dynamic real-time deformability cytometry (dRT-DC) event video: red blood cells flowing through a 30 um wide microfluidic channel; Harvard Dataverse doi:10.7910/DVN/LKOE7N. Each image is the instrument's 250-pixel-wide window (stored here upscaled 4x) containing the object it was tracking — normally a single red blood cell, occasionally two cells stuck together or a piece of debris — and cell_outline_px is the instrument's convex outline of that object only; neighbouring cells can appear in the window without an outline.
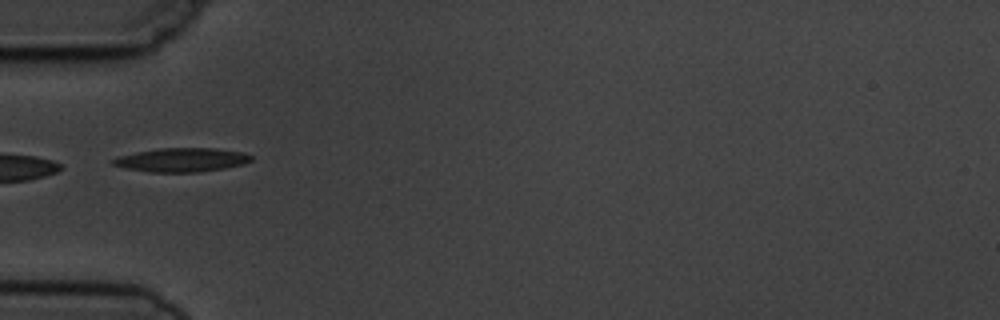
{"species": "common noctule bat (a hibernating species)", "species_latin": "Nyctalus noctula", "temperature_condition": "cold", "stored_images_in_passage": 4, "camera_frame_rate_fps": 3000, "um_per_image_px": 0.085, "animal": {"sex": "male", "body_mass_g": 19.5, "forearm_length_mm": 54.6}, "frame": {"image": 1, "passage_image": 1, "time_ms": 0.0, "image_size_px": [1000, 320], "cell_outline_px": [[252, 160], [244, 164], [224, 168], [196, 172], [152, 172], [128, 168], [112, 164], [112, 160], [120, 156], [136, 152], [160, 148], [216, 148], [240, 152], [252, 156]], "centroid_in_image_um": [15.47, 13.58], "position_along_channel_um": 69.5, "area_um2": 18.9}}
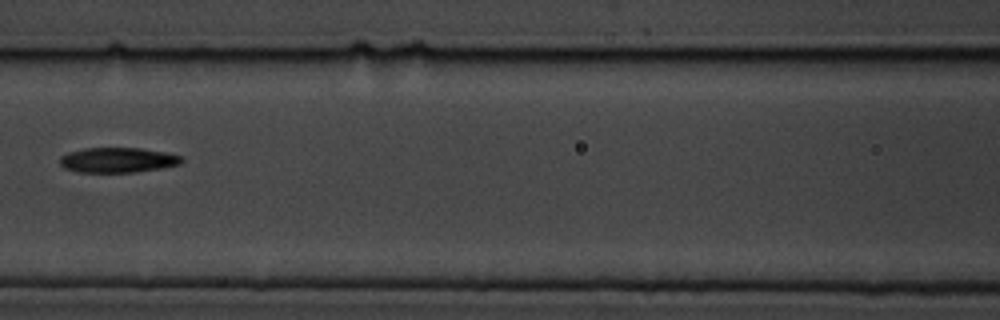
{"frame": {"image": 2, "passage_image": 3, "time_ms": 2.333, "image_size_px": [1000, 320], "cell_outline_px": [[184, 160], [180, 164], [164, 168], [132, 172], [76, 172], [64, 168], [60, 164], [60, 156], [68, 152], [84, 148], [140, 148], [164, 152], [180, 156]], "centroid_in_image_um": [9.99, 13.6], "position_along_channel_um": 156.6, "area_um2": 17.8}}
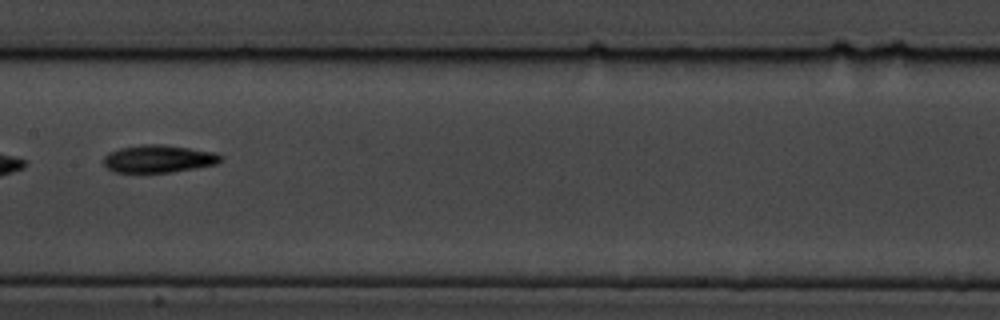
{"frame": {"image": 3, "passage_image": 4, "time_ms": 3.333, "image_size_px": [1000, 320], "cell_outline_px": [[224, 160], [216, 164], [196, 168], [172, 172], [116, 172], [108, 168], [104, 164], [104, 156], [108, 152], [120, 148], [140, 144], [164, 144], [216, 152], [224, 156]], "centroid_in_image_um": [13.53, 13.48], "position_along_channel_um": 193.9, "area_um2": 19.02}}